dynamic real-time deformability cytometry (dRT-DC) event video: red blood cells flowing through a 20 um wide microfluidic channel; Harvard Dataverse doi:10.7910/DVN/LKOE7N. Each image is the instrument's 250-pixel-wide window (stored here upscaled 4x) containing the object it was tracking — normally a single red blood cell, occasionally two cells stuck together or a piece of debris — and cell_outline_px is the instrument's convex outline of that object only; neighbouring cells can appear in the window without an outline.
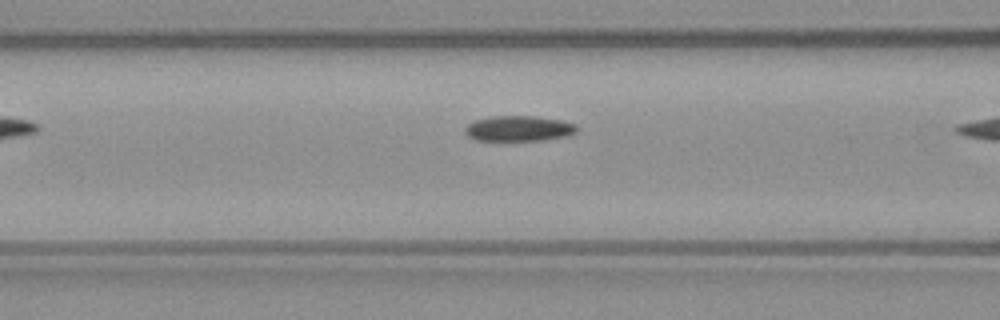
{"species": "common noctule bat (a hibernating species)", "species_latin": "Nyctalus noctula", "temperature_condition": "warm", "stored_images_in_passage": 7, "camera_frame_rate_fps": 3000, "um_per_image_px": 0.085, "animal": {"sex": "male", "body_mass_g": 23.1, "forearm_length_mm": 52.7}, "frame": {"image": 1, "passage_image": 6, "time_ms": 1.667, "image_size_px": [1000, 320], "cell_outline_px": [[580, 132], [568, 136], [540, 140], [476, 140], [468, 136], [464, 132], [464, 128], [468, 124], [476, 120], [492, 116], [536, 116], [560, 120], [576, 124], [580, 128]], "centroid_in_image_um": [44.15, 10.92], "position_along_channel_um": 122.4, "area_um2": 16.7}}